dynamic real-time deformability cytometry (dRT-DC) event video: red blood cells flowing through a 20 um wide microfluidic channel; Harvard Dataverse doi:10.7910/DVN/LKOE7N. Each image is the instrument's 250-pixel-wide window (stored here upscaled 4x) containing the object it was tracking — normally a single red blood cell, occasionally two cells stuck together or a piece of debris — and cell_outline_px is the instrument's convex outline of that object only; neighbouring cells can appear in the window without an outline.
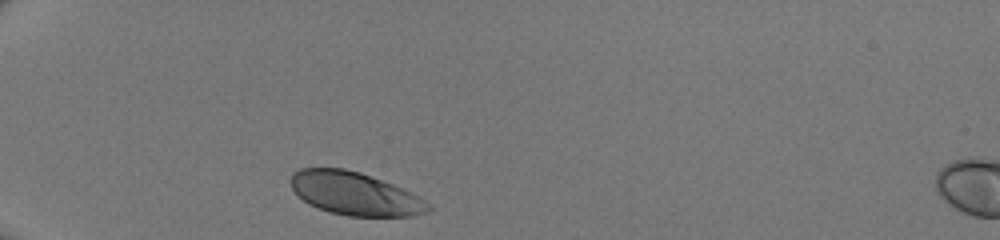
{"species": "human", "species_latin": "Homo sapiens", "temperature_condition": "room temperature", "stored_images_in_passage": 28, "camera_frame_rate_fps": 3000, "um_per_image_px": 0.085, "donor": {"sex": "male"}, "frame": {"image": 1, "passage_image": 1, "time_ms": 0.0, "image_size_px": [1000, 240], "cell_outline_px": [[432, 208], [428, 212], [412, 216], [348, 216], [332, 212], [308, 204], [292, 188], [288, 180], [292, 172], [300, 168], [344, 168], [360, 172], [392, 184], [412, 192], [432, 204]], "centroid_in_image_um": [30.18, 16.45], "position_along_channel_um": 54.8, "area_um2": 34.56}}
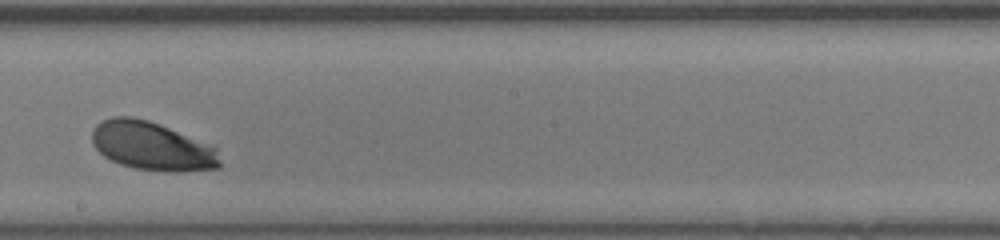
{"frame": {"image": 2, "passage_image": 16, "time_ms": 5.0, "image_size_px": [1000, 240], "cell_outline_px": [[220, 168], [180, 172], [172, 172], [136, 168], [120, 164], [104, 156], [92, 144], [92, 128], [96, 124], [112, 116], [132, 116], [148, 120], [160, 124], [216, 148], [220, 160]], "centroid_in_image_um": [12.89, 12.42], "position_along_channel_um": 235.3, "area_um2": 36.01}}
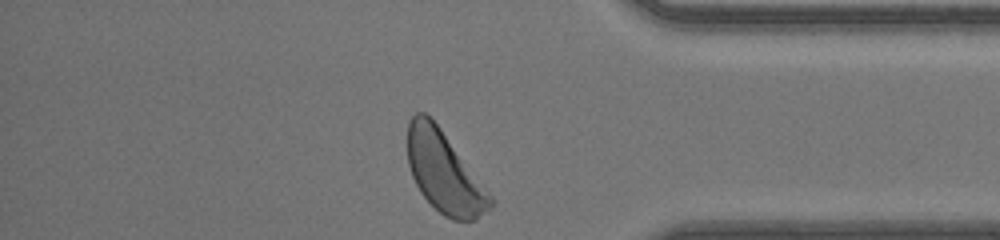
{"frame": {"image": 3, "passage_image": 28, "time_ms": 9.0, "image_size_px": [1000, 240], "cell_outline_px": [[496, 200], [492, 208], [476, 220], [452, 220], [444, 216], [420, 192], [412, 176], [408, 164], [408, 120], [416, 112], [424, 112], [440, 128]], "centroid_in_image_um": [37.79, 14.67], "position_along_channel_um": 397.4, "area_um2": 38.9}}